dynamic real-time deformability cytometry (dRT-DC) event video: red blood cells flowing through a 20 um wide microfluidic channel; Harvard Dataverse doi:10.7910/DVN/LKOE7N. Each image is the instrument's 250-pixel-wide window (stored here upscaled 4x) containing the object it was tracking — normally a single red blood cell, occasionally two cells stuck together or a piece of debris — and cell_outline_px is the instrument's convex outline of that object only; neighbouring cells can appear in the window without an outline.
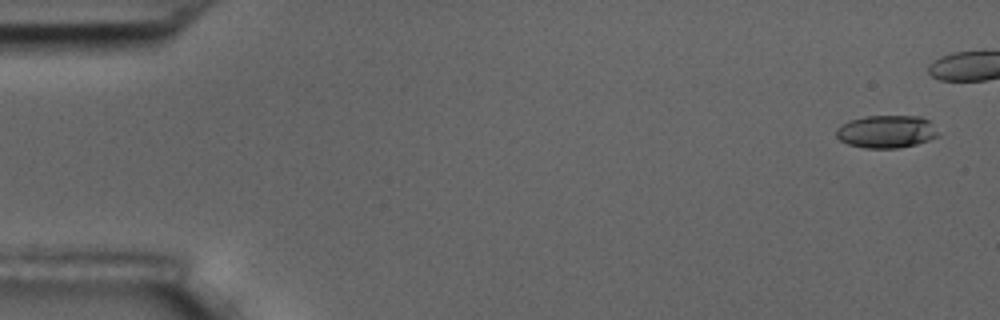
{"species": "common noctule bat (a hibernating species)", "species_latin": "Nyctalus noctula", "temperature_condition": "room temperature", "stored_images_in_passage": 5, "camera_frame_rate_fps": 3000, "um_per_image_px": 0.085, "animal": {"sex": "male", "body_mass_g": 17.5, "forearm_length_mm": 52.3}, "frame": {"image": 1, "passage_image": 1, "time_ms": 0.0, "image_size_px": [1000, 320], "cell_outline_px": [[940, 136], [916, 144], [896, 148], [864, 148], [848, 144], [840, 140], [836, 136], [836, 128], [840, 124], [848, 120], [864, 116], [920, 116], [928, 120], [940, 132]], "centroid_in_image_um": [75.33, 11.18], "position_along_channel_um": 9.7, "area_um2": 19.65}}